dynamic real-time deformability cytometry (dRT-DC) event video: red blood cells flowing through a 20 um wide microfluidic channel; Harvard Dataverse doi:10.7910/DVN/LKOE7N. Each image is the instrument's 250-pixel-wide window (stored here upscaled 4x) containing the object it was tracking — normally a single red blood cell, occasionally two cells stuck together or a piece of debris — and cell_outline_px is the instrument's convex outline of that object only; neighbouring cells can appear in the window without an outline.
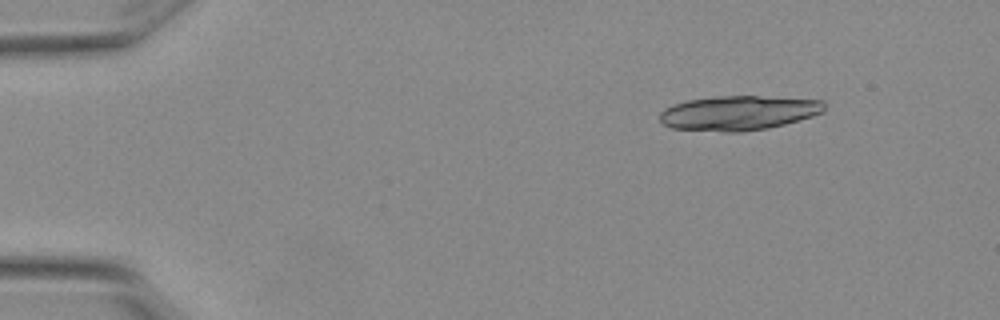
{"species": "Egyptian fruit bat (a non-hibernating species)", "species_latin": "Rousettus aegyptiacus", "temperature_condition": "warm", "stored_images_in_passage": 7, "camera_frame_rate_fps": 3000, "um_per_image_px": 0.085, "animal": {"sex": "female"}, "frame": {"image": 1, "passage_image": 2, "time_ms": 0.333, "image_size_px": [1000, 320], "cell_outline_px": [[824, 112], [812, 116], [784, 124], [768, 128], [740, 132], [724, 132], [672, 128], [664, 124], [660, 120], [660, 112], [664, 108], [672, 104], [688, 100], [716, 96], [756, 96], [824, 100]], "centroid_in_image_um": [62.76, 9.6], "position_along_channel_um": 22.2, "area_um2": 33.12}}
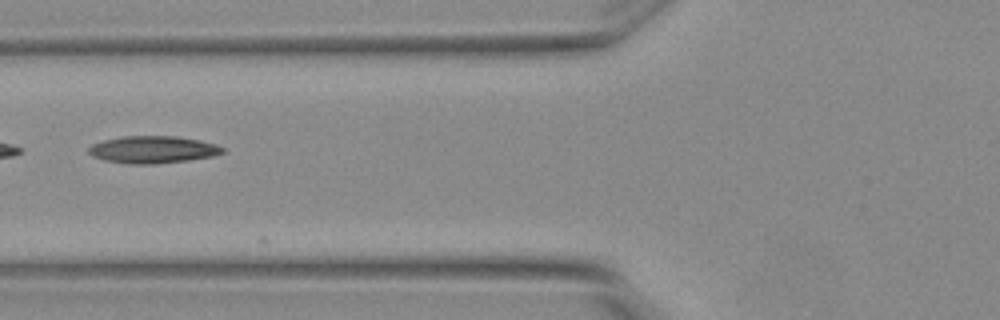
{"frame": {"image": 2, "passage_image": 6, "time_ms": 1.667, "image_size_px": [1000, 320], "cell_outline_px": [[224, 152], [212, 156], [188, 160], [156, 164], [128, 164], [104, 160], [92, 156], [88, 152], [88, 148], [92, 144], [104, 140], [124, 136], [176, 136], [200, 140], [216, 144], [224, 148]], "centroid_in_image_um": [12.98, 12.72], "position_along_channel_um": 112.8, "area_um2": 21.27}}
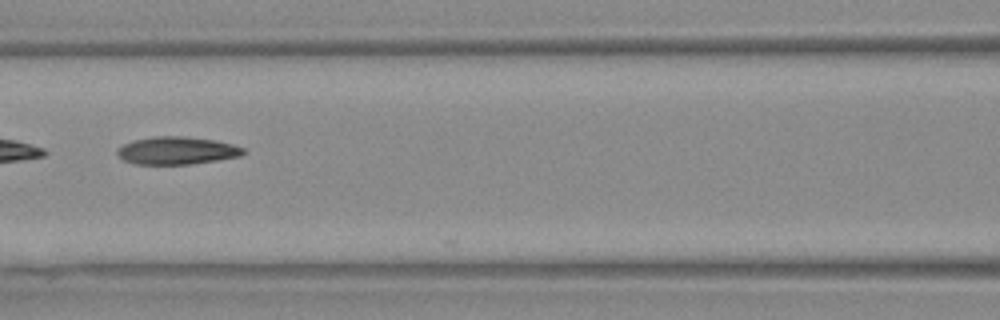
{"frame": {"image": 3, "passage_image": 7, "time_ms": 2.0, "image_size_px": [1000, 320], "cell_outline_px": [[244, 152], [240, 156], [216, 160], [188, 164], [136, 164], [124, 160], [116, 152], [124, 144], [132, 140], [152, 136], [184, 136], [216, 140], [232, 144], [244, 148]], "centroid_in_image_um": [15.03, 12.78], "position_along_channel_um": 151.6, "area_um2": 20.17}}